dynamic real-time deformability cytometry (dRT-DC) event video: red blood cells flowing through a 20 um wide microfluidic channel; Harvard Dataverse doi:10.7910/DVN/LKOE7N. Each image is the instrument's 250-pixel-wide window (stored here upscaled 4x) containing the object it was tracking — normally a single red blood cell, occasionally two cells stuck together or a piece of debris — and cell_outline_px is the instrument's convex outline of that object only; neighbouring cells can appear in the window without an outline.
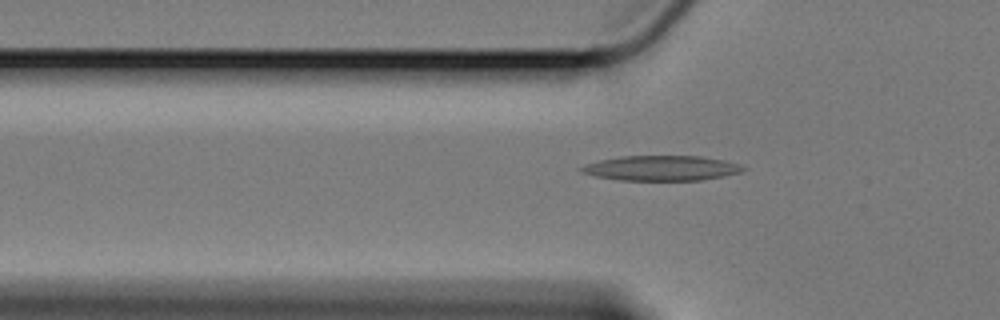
{"species": "Egyptian fruit bat (a non-hibernating species)", "species_latin": "Rousettus aegyptiacus", "temperature_condition": "cold", "stored_images_in_passage": 19, "camera_frame_rate_fps": 3000, "um_per_image_px": 0.085, "animal": {"sex": "female"}, "frame": {"image": 1, "passage_image": 6, "time_ms": 1.667, "image_size_px": [1000, 320], "cell_outline_px": [[748, 168], [740, 172], [724, 176], [704, 180], [624, 180], [596, 176], [580, 172], [576, 168], [584, 164], [600, 160], [620, 156], [700, 156], [724, 160], [740, 164]], "centroid_in_image_um": [56.21, 14.28], "position_along_channel_um": 69.6, "area_um2": 23.7}}
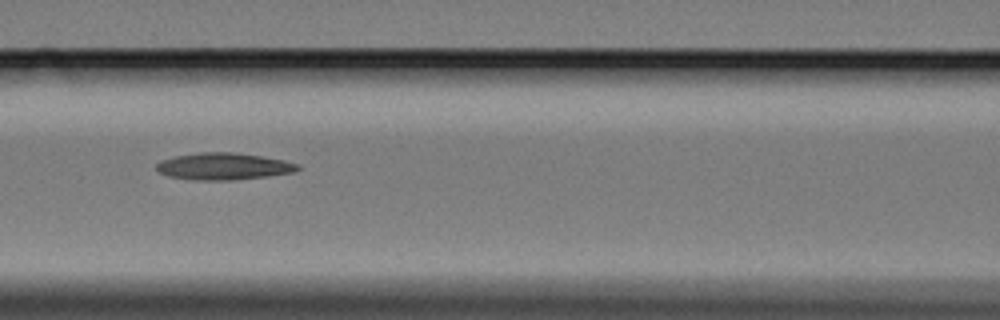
{"frame": {"image": 2, "passage_image": 13, "time_ms": 4.0, "image_size_px": [1000, 320], "cell_outline_px": [[300, 168], [292, 172], [268, 176], [232, 180], [192, 180], [168, 176], [160, 172], [156, 168], [156, 164], [164, 160], [176, 156], [200, 152], [232, 152], [260, 156], [284, 160], [300, 164]], "centroid_in_image_um": [19.01, 14.14], "position_along_channel_um": 147.6, "area_um2": 21.96}}
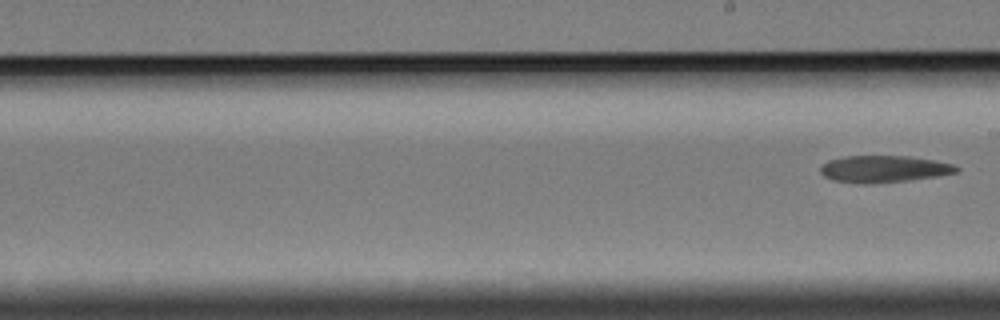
{"frame": {"image": 3, "passage_image": 19, "time_ms": 6.0, "image_size_px": [1000, 320], "cell_outline_px": [[960, 168], [956, 172], [936, 176], [908, 180], [864, 184], [860, 184], [832, 180], [824, 176], [820, 172], [820, 168], [828, 160], [844, 156], [908, 156], [936, 160], [952, 164]], "centroid_in_image_um": [75.09, 14.36], "position_along_channel_um": 213.9, "area_um2": 21.21}}